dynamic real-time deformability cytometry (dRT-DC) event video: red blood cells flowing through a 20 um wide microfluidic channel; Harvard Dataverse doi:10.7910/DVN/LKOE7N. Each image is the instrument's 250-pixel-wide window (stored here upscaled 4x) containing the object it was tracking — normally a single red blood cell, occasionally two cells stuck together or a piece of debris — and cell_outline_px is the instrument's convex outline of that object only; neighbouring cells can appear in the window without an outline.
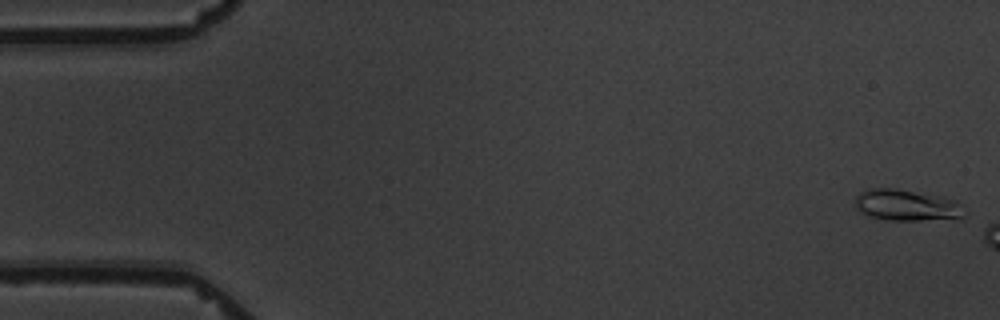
{"species": "common noctule bat (a hibernating species)", "species_latin": "Nyctalus noctula", "temperature_condition": "warm", "stored_images_in_passage": 3, "camera_frame_rate_fps": 3000, "um_per_image_px": 0.085, "animal": {"sex": "male", "body_mass_g": 19.5, "forearm_length_mm": 54.6}, "frame": {"image": 1, "passage_image": 1, "time_ms": 0.0, "image_size_px": [1000, 320], "cell_outline_px": [[968, 212], [960, 220], [888, 220], [868, 216], [860, 212], [856, 208], [852, 200], [860, 192], [868, 188], [896, 188], [944, 196], [956, 200]], "centroid_in_image_um": [77.12, 17.45], "position_along_channel_um": 7.9, "area_um2": 20.81}}